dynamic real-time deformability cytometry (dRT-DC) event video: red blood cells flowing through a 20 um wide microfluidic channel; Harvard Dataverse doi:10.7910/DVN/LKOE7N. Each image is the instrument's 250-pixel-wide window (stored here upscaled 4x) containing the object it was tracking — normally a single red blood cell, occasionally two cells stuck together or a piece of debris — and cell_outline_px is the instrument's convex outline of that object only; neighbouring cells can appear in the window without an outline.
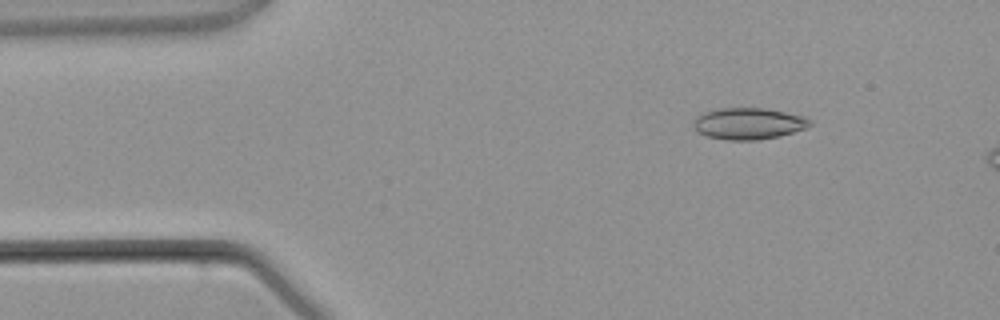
{"species": "common noctule bat (a hibernating species)", "species_latin": "Nyctalus noctula", "temperature_condition": "warm", "stored_images_in_passage": 4, "camera_frame_rate_fps": 3000, "um_per_image_px": 0.085, "animal": {"sex": "male", "body_mass_g": 21.5, "forearm_length_mm": 52.0}, "frame": {"image": 1, "passage_image": 2, "time_ms": 1.333, "image_size_px": [1000, 320], "cell_outline_px": [[812, 124], [808, 128], [780, 136], [756, 140], [724, 140], [708, 136], [700, 132], [692, 124], [696, 116], [704, 112], [720, 108], [764, 108], [804, 116], [812, 120]], "centroid_in_image_um": [63.66, 10.5], "position_along_channel_um": 21.3, "area_um2": 21.44}}
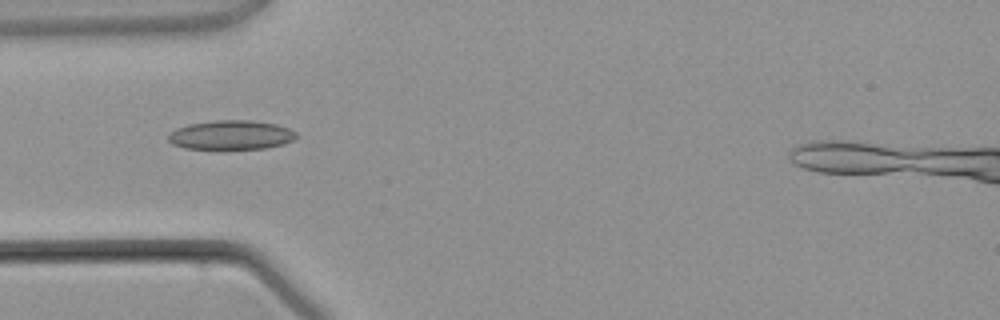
{"frame": {"image": 2, "passage_image": 4, "time_ms": 3.667, "image_size_px": [1000, 320], "cell_outline_px": [[296, 136], [292, 140], [284, 144], [268, 148], [228, 152], [220, 152], [184, 148], [172, 144], [168, 140], [168, 136], [176, 128], [188, 124], [216, 120], [252, 120], [276, 124], [288, 128], [296, 132]], "centroid_in_image_um": [19.62, 11.53], "position_along_channel_um": 65.4, "area_um2": 22.95}}